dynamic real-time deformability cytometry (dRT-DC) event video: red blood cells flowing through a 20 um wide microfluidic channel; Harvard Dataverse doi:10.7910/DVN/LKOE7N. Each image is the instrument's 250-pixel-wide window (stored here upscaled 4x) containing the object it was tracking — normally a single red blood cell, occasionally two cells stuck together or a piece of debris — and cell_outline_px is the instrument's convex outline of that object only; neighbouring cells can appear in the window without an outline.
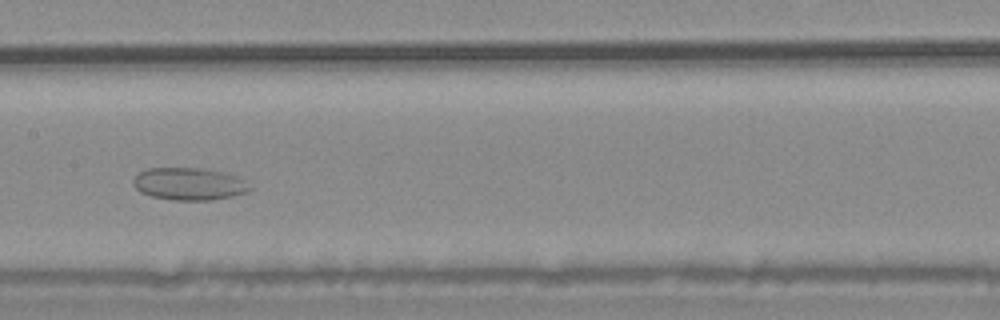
{"species": "common noctule bat (a hibernating species)", "species_latin": "Nyctalus noctula", "temperature_condition": "warm", "stored_images_in_passage": 9, "camera_frame_rate_fps": 3000, "um_per_image_px": 0.085, "animal": {"sex": "male", "body_mass_g": 20.4}, "frame": {"image": 1, "passage_image": 6, "time_ms": 1.667, "image_size_px": [1000, 320], "cell_outline_px": [[252, 188], [248, 192], [232, 196], [212, 200], [172, 200], [152, 196], [140, 192], [132, 184], [132, 180], [136, 172], [148, 168], [204, 168], [224, 172], [248, 180]], "centroid_in_image_um": [16.08, 15.62], "position_along_channel_um": 191.3, "area_um2": 22.43}}